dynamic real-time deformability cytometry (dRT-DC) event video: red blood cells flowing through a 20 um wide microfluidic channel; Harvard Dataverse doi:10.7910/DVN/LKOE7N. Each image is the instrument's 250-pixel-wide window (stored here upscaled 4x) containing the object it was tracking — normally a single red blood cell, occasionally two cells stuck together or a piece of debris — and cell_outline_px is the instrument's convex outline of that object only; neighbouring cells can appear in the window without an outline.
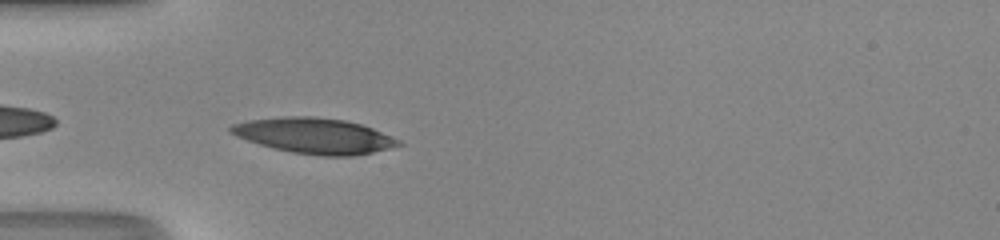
{"species": "human", "species_latin": "Homo sapiens", "temperature_condition": "room temperature", "stored_images_in_passage": 35, "camera_frame_rate_fps": 3000, "um_per_image_px": 0.085, "donor": {"sex": "male"}, "frame": {"image": 1, "passage_image": 2, "time_ms": 0.333, "image_size_px": [1000, 240], "cell_outline_px": [[404, 144], [372, 152], [352, 156], [324, 156], [292, 152], [260, 144], [236, 136], [228, 132], [228, 128], [232, 124], [248, 120], [284, 116], [312, 116], [344, 120], [360, 124], [372, 128], [400, 140]], "centroid_in_image_um": [26.7, 11.53], "position_along_channel_um": 58.3, "area_um2": 34.45}}
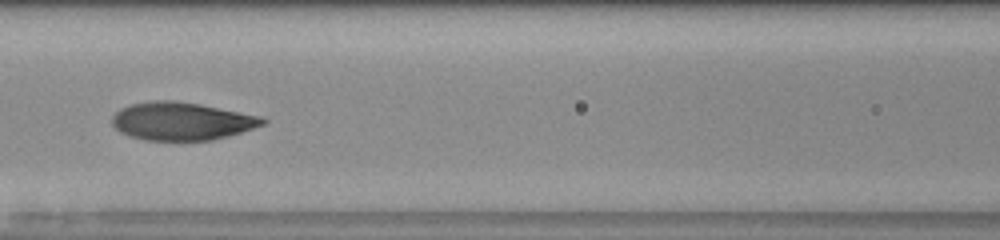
{"frame": {"image": 2, "passage_image": 9, "time_ms": 2.667, "image_size_px": [1000, 240], "cell_outline_px": [[268, 120], [264, 124], [228, 136], [212, 140], [144, 140], [128, 136], [120, 132], [112, 124], [112, 116], [120, 108], [128, 104], [156, 100], [176, 100], [200, 104], [260, 116]], "centroid_in_image_um": [15.4, 10.29], "position_along_channel_um": 151.2, "area_um2": 33.29}}
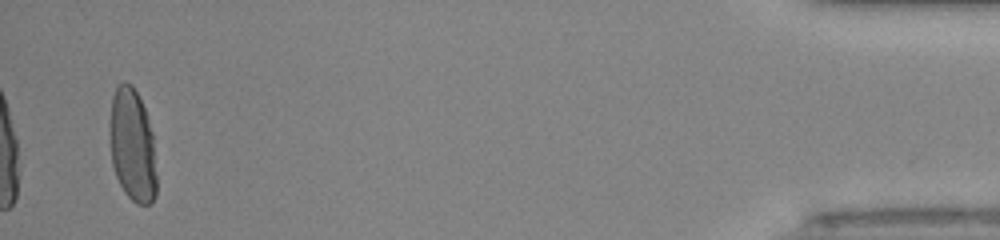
{"frame": {"image": 3, "passage_image": 34, "time_ms": 11.0, "image_size_px": [1000, 240], "cell_outline_px": [[156, 196], [148, 204], [136, 204], [124, 192], [116, 176], [112, 164], [112, 96], [116, 84], [124, 80], [132, 84], [144, 108], [152, 132], [156, 176]], "centroid_in_image_um": [11.28, 12.36], "position_along_channel_um": 423.9, "area_um2": 30.17}, "authors_computed_cell_mechanics": {"area_um2": 33.9286, "velocity_mm_per_s": 4.2687, "shape_relaxation_time_tau1_ms": 4.6994, "shape_relaxation_time_tau2_ms": 0.7919, "deformation_change_tau1": 0.2181, "deformation_change_tau2": 0.0607}}